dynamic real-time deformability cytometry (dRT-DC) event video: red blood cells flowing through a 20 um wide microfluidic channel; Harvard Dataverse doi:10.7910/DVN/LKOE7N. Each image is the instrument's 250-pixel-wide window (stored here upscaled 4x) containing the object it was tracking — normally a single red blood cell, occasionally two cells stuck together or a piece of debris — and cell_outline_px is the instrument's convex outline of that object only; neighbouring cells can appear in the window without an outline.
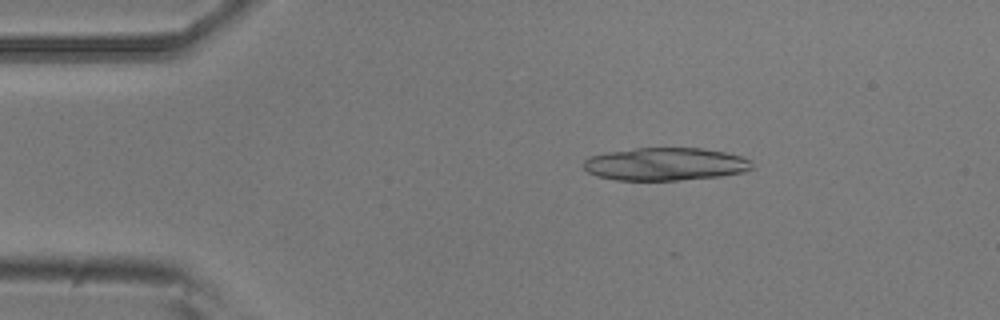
{"species": "common noctule bat (a hibernating species)", "species_latin": "Nyctalus noctula", "temperature_condition": "room temperature", "stored_images_in_passage": 20, "camera_frame_rate_fps": 3000, "um_per_image_px": 0.085, "animal": {"sex": "male", "body_mass_g": 20.5, "forearm_length_mm": 52.5}, "frame": {"image": 1, "passage_image": 9, "time_ms": 2.667, "image_size_px": [1000, 320], "cell_outline_px": [[752, 168], [744, 172], [720, 176], [680, 180], [616, 180], [596, 176], [588, 172], [584, 168], [584, 160], [592, 156], [604, 152], [636, 148], [704, 148], [724, 152], [740, 156], [752, 160]], "centroid_in_image_um": [56.55, 13.95], "position_along_channel_um": 28.4, "area_um2": 32.31}}